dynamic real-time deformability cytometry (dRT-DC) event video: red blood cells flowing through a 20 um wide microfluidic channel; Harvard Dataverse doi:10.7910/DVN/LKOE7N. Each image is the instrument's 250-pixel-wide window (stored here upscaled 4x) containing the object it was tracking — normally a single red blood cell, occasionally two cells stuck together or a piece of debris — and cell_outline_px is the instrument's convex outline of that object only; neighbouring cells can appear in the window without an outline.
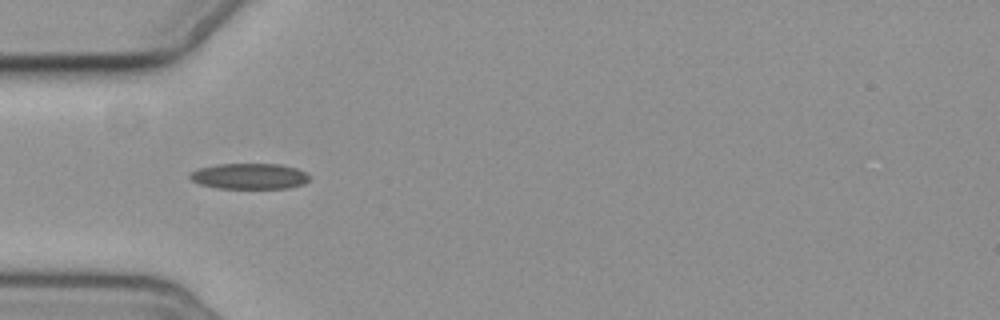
{"species": "common noctule bat (a hibernating species)", "species_latin": "Nyctalus noctula", "temperature_condition": "cold", "stored_images_in_passage": 4, "camera_frame_rate_fps": 3000, "um_per_image_px": 0.085, "animal": {"sex": "female", "body_mass_g": 19.3, "forearm_length_mm": 54.1}, "frame": {"image": 1, "passage_image": 1, "time_ms": 0.0, "image_size_px": [1000, 320], "cell_outline_px": [[308, 180], [304, 184], [288, 188], [216, 188], [200, 184], [192, 180], [188, 176], [188, 172], [200, 168], [216, 164], [280, 164], [296, 168], [304, 172], [308, 176]], "centroid_in_image_um": [21.16, 14.97], "position_along_channel_um": 63.8, "area_um2": 17.92}}
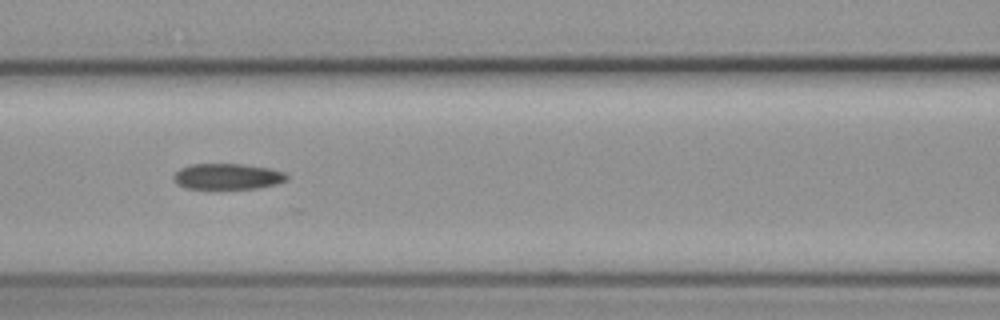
{"frame": {"image": 2, "passage_image": 3, "time_ms": 2.333, "image_size_px": [1000, 320], "cell_outline_px": [[288, 180], [276, 184], [256, 188], [188, 188], [180, 184], [172, 176], [180, 168], [192, 164], [240, 164], [268, 168], [284, 172], [288, 176]], "centroid_in_image_um": [19.37, 14.99], "position_along_channel_um": 147.2, "area_um2": 16.7}}
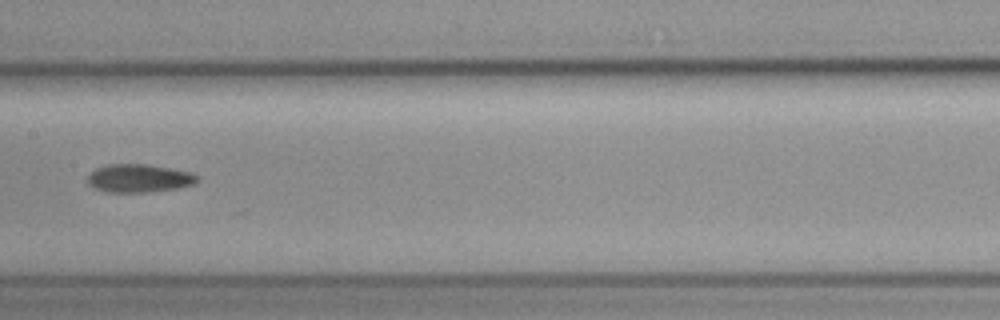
{"frame": {"image": 3, "passage_image": 4, "time_ms": 3.667, "image_size_px": [1000, 320], "cell_outline_px": [[200, 180], [196, 184], [180, 188], [144, 192], [108, 192], [96, 188], [88, 184], [88, 176], [96, 168], [108, 164], [148, 164], [192, 172], [200, 176]], "centroid_in_image_um": [11.89, 15.15], "position_along_channel_um": 195.5, "area_um2": 18.15}}